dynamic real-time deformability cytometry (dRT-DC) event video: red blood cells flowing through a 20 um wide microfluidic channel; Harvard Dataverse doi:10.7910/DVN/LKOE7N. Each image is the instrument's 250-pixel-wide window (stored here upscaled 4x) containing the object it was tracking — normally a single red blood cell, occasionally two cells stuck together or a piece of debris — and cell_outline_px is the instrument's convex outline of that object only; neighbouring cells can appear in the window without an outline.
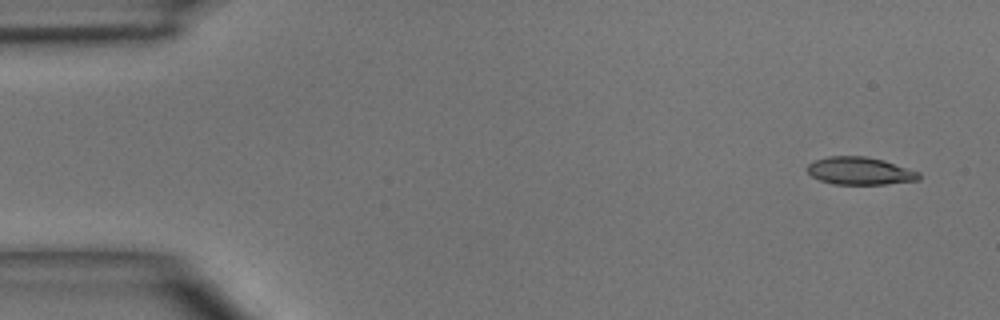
{"species": "common noctule bat (a hibernating species)", "species_latin": "Nyctalus noctula", "temperature_condition": "room temperature", "stored_images_in_passage": 5, "segment_of_instrument_passage": [1, 2], "camera_frame_rate_fps": 3000, "um_per_image_px": 0.085, "animal": {"sex": "male", "body_mass_g": 15.6}, "frame": {"image": 1, "passage_image": 1, "time_ms": 0.0, "image_size_px": [1000, 320], "cell_outline_px": [[920, 180], [884, 184], [832, 184], [820, 180], [812, 176], [808, 172], [808, 164], [816, 160], [828, 156], [864, 156], [884, 160], [920, 172]], "centroid_in_image_um": [73.11, 14.53], "position_along_channel_um": 11.9, "area_um2": 17.92}}
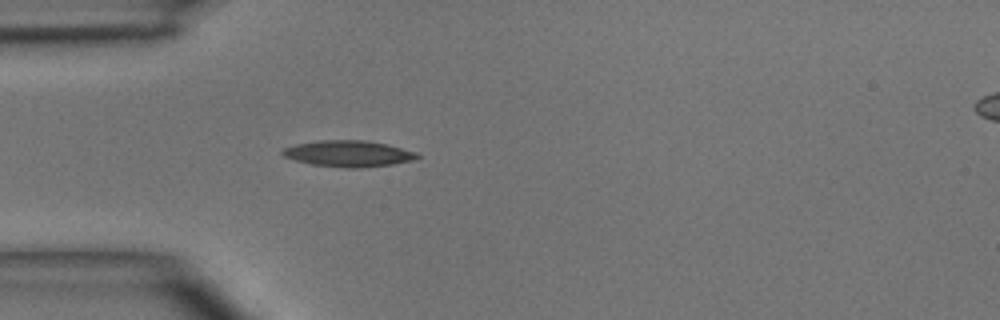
{"frame": {"image": 2, "passage_image": 4, "time_ms": 3.667, "image_size_px": [1000, 320], "cell_outline_px": [[420, 156], [412, 160], [392, 164], [360, 168], [344, 168], [312, 164], [296, 160], [284, 156], [280, 152], [284, 148], [296, 144], [320, 140], [364, 140], [388, 144], [416, 152]], "centroid_in_image_um": [29.62, 13.05], "position_along_channel_um": 55.4, "area_um2": 20.46}}